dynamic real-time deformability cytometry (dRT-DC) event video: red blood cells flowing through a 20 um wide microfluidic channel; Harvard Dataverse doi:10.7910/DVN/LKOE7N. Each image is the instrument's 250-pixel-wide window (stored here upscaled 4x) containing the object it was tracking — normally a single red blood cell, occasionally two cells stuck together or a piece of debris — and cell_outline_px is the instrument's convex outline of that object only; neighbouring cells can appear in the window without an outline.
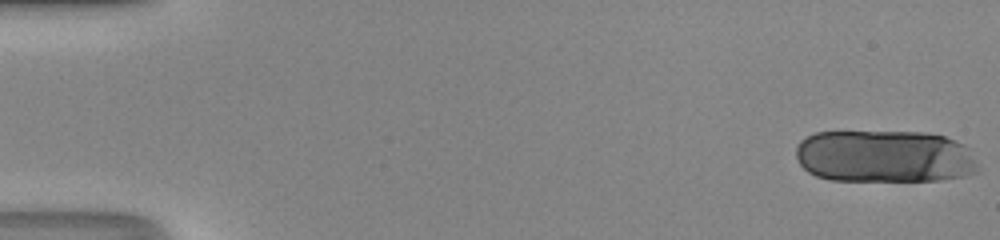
{"species": "human", "species_latin": "Homo sapiens", "temperature_condition": "room temperature", "stored_images_in_passage": 17, "camera_frame_rate_fps": 3000, "um_per_image_px": 0.085, "donor": {"sex": "male"}, "frame": {"image": 1, "passage_image": 1, "time_ms": 0.0, "image_size_px": [1000, 240], "cell_outline_px": [[976, 172], [964, 176], [940, 180], [832, 180], [816, 176], [808, 172], [800, 164], [796, 156], [796, 144], [800, 140], [816, 132], [924, 132], [944, 136], [964, 144], [968, 148], [976, 168]], "centroid_in_image_um": [75.14, 13.28], "position_along_channel_um": 9.9, "area_um2": 55.6}}
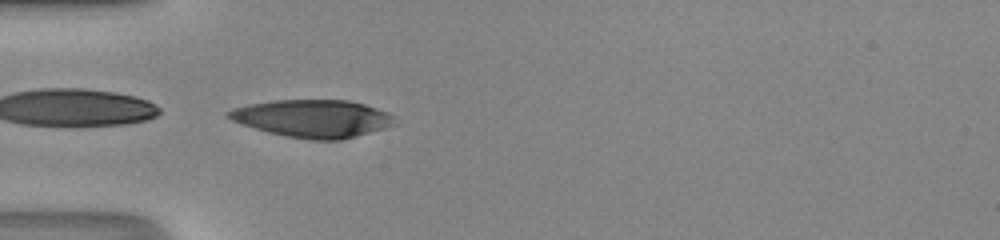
{"frame": {"image": 2, "passage_image": 17, "time_ms": 5.333, "image_size_px": [1000, 240], "cell_outline_px": [[396, 124], [384, 128], [356, 136], [340, 140], [312, 140], [288, 136], [268, 132], [240, 124], [232, 120], [224, 112], [232, 108], [248, 104], [276, 100], [348, 100], [364, 104], [388, 112], [396, 116]], "centroid_in_image_um": [26.59, 10.07], "position_along_channel_um": 58.4, "area_um2": 36.47}}